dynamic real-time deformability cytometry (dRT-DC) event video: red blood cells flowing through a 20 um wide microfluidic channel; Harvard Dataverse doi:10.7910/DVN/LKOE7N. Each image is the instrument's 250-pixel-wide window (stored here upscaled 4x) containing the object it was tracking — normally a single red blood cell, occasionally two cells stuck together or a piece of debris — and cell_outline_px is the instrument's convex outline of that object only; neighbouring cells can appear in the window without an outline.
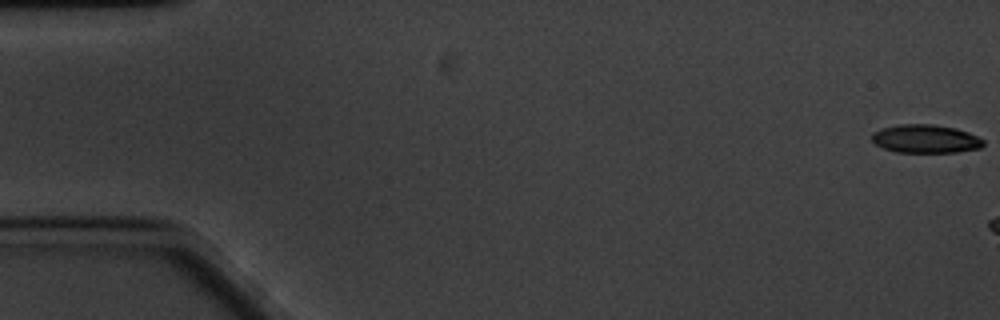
{"species": "common noctule bat (a hibernating species)", "species_latin": "Nyctalus noctula", "temperature_condition": "cold", "stored_images_in_passage": 11, "camera_frame_rate_fps": 3000, "um_per_image_px": 0.085, "animal": {"sex": "male", "body_mass_g": 20.1, "forearm_length_mm": 53.5}, "frame": {"image": 1, "passage_image": 1, "time_ms": 0.0, "image_size_px": [1000, 320], "cell_outline_px": [[984, 144], [980, 148], [956, 152], [896, 152], [884, 148], [876, 144], [872, 140], [872, 132], [880, 128], [900, 124], [932, 124], [956, 128], [968, 132], [984, 140]], "centroid_in_image_um": [78.66, 11.79], "position_along_channel_um": 6.3, "area_um2": 18.44}}